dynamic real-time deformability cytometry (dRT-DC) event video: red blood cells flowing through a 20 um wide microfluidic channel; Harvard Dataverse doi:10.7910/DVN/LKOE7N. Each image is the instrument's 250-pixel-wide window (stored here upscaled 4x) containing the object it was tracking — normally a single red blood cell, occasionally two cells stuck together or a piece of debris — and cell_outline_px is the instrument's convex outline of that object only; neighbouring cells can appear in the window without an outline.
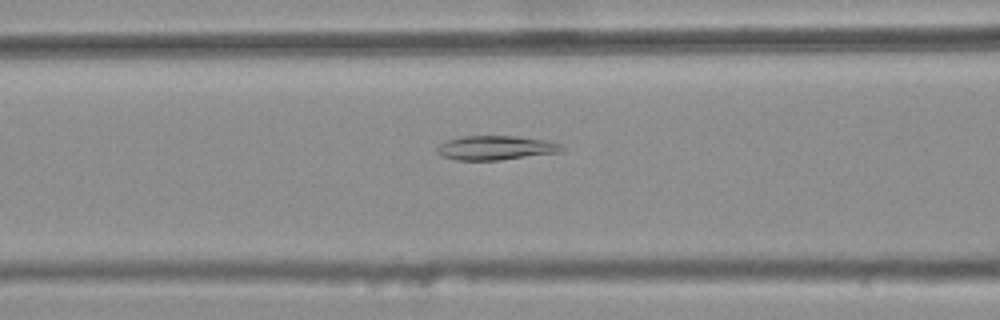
{"species": "common noctule bat (a hibernating species)", "species_latin": "Nyctalus noctula", "temperature_condition": "warm", "stored_images_in_passage": 37, "camera_frame_rate_fps": 3000, "um_per_image_px": 0.085, "animal": {"sex": "female", "body_mass_g": 25.1}, "frame": {"image": 1, "passage_image": 14, "time_ms": 4.333, "image_size_px": [1000, 320], "cell_outline_px": [[564, 148], [560, 152], [500, 160], [456, 160], [440, 156], [436, 152], [436, 148], [444, 140], [464, 136], [516, 136], [548, 140], [560, 144]], "centroid_in_image_um": [42.09, 12.56], "position_along_channel_um": 124.5, "area_um2": 17.74}}
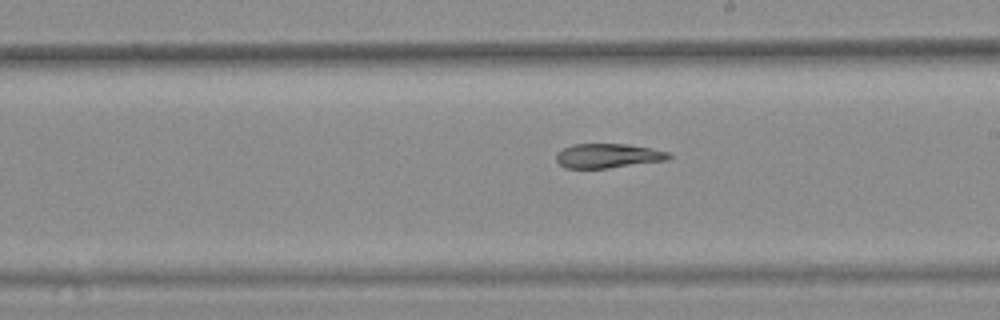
{"frame": {"image": 2, "passage_image": 23, "time_ms": 7.333, "image_size_px": [1000, 320], "cell_outline_px": [[672, 156], [668, 160], [608, 168], [564, 168], [556, 160], [556, 152], [572, 144], [628, 144], [652, 148], [668, 152]], "centroid_in_image_um": [51.68, 13.24], "position_along_channel_um": 237.3, "area_um2": 16.07}}
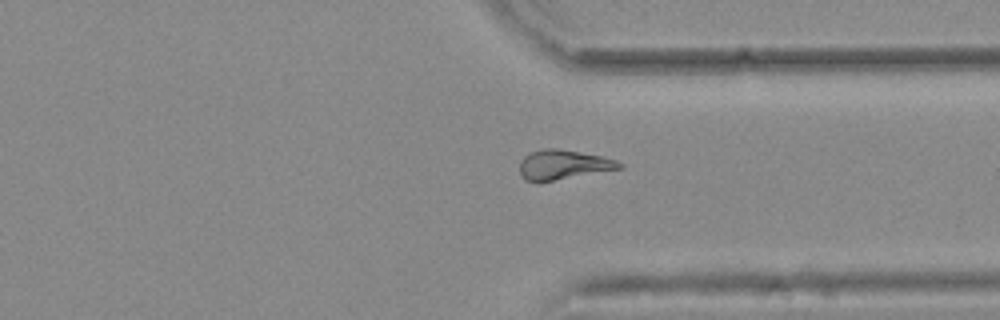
{"frame": {"image": 3, "passage_image": 33, "time_ms": 10.667, "image_size_px": [1000, 320], "cell_outline_px": [[624, 168], [540, 184], [536, 184], [524, 180], [520, 176], [520, 160], [524, 156], [532, 152], [544, 148], [556, 148], [600, 156], [616, 160], [624, 164]], "centroid_in_image_um": [47.85, 14.05], "position_along_channel_um": 363.6, "area_um2": 17.8}}